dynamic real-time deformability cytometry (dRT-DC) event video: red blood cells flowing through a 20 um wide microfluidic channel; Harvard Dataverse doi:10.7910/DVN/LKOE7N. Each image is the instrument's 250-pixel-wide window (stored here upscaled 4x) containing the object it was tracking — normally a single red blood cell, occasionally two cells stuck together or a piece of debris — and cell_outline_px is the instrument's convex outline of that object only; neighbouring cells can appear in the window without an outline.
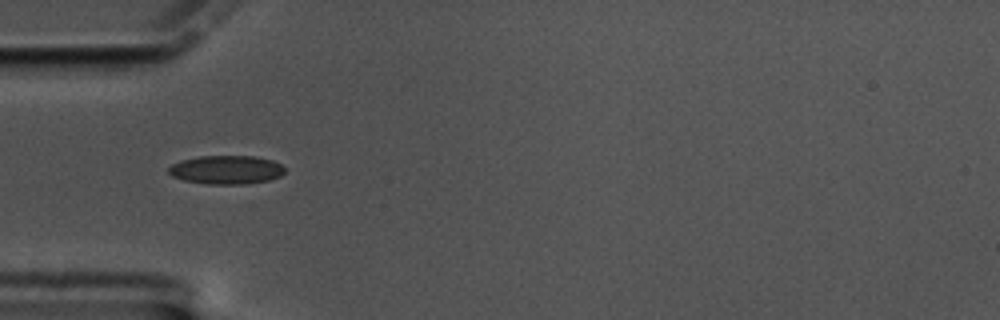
{"species": "common noctule bat (a hibernating species)", "species_latin": "Nyctalus noctula", "temperature_condition": "cold", "stored_images_in_passage": 26, "camera_frame_rate_fps": 3000, "um_per_image_px": 0.085, "animal": {"sex": "male", "body_mass_g": 17.5, "forearm_length_mm": 52.3}, "frame": {"image": 1, "passage_image": 5, "time_ms": 1.333, "image_size_px": [1000, 320], "cell_outline_px": [[284, 172], [280, 176], [268, 180], [244, 184], [208, 184], [184, 180], [172, 176], [168, 172], [168, 168], [172, 164], [180, 160], [200, 156], [256, 156], [272, 160], [280, 164], [284, 168]], "centroid_in_image_um": [19.22, 14.42], "position_along_channel_um": 65.8, "area_um2": 19.36}}